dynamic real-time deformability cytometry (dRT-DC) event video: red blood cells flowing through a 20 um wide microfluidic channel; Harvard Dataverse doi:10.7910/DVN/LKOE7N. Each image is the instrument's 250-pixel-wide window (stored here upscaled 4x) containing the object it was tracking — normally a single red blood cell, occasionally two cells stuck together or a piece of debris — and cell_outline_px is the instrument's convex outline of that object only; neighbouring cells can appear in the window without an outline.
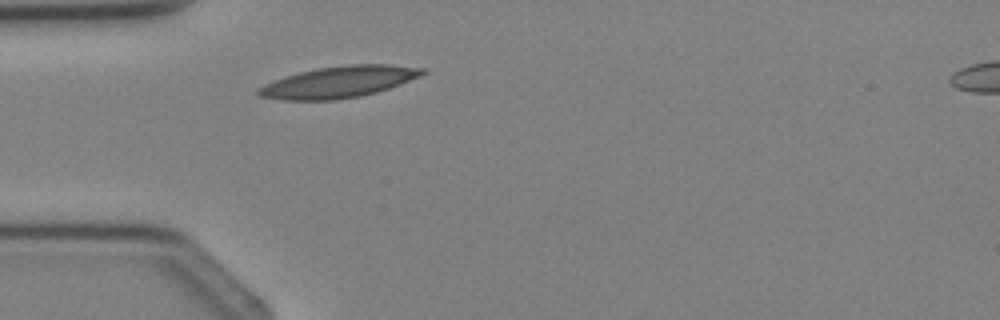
{"species": "Egyptian fruit bat (a non-hibernating species)", "species_latin": "Rousettus aegyptiacus", "temperature_condition": "cold", "stored_images_in_passage": 1, "camera_frame_rate_fps": 3000, "um_per_image_px": 0.085, "animal": {"sex": "female"}, "frame": {"image": 1, "passage_image": 1, "time_ms": 0.0, "image_size_px": [1000, 320], "cell_outline_px": [[428, 72], [420, 76], [388, 88], [376, 92], [360, 96], [332, 100], [280, 100], [260, 96], [256, 92], [256, 88], [264, 84], [300, 72], [320, 68], [348, 64], [388, 64], [428, 68]], "centroid_in_image_um": [28.83, 6.96], "position_along_channel_um": 56.2, "area_um2": 29.88}}